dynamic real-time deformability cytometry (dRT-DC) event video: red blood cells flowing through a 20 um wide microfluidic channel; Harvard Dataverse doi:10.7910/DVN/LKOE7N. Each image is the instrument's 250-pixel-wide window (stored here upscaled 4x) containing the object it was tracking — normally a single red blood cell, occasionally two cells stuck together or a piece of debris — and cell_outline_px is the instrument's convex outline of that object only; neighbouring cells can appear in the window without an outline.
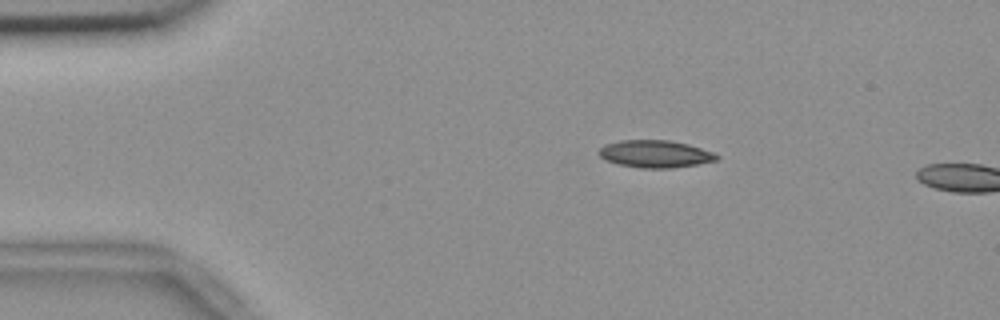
{"species": "common noctule bat (a hibernating species)", "species_latin": "Nyctalus noctula", "temperature_condition": "room temperature", "stored_images_in_passage": 4, "camera_frame_rate_fps": 3000, "um_per_image_px": 0.085, "animal": {"sex": "female", "body_mass_g": 18.4}, "frame": {"image": 1, "passage_image": 1, "time_ms": 0.0, "image_size_px": [1000, 320], "cell_outline_px": [[720, 156], [716, 160], [696, 164], [672, 168], [640, 168], [616, 164], [604, 160], [596, 152], [604, 144], [620, 140], [668, 140], [688, 144], [712, 152]], "centroid_in_image_um": [55.62, 13.08], "position_along_channel_um": 29.4, "area_um2": 18.84}}